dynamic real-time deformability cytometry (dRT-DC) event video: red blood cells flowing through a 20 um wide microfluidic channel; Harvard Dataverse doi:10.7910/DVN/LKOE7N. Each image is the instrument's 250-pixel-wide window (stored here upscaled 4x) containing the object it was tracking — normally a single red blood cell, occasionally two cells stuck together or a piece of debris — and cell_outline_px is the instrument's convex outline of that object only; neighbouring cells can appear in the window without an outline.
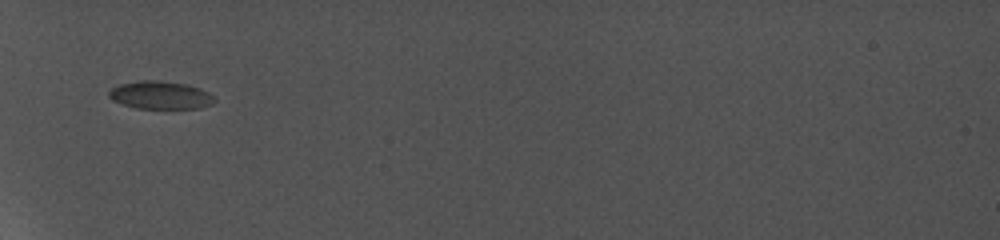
{"species": "common noctule bat (a hibernating species)", "species_latin": "Nyctalus noctula", "temperature_condition": "cold", "stored_images_in_passage": 5, "camera_frame_rate_fps": 5000, "um_per_image_px": 0.085, "animal": {"sex": "female", "body_mass_g": 19.0, "forearm_length_mm": 56.7}, "frame": {"image": 1, "passage_image": 1, "time_ms": 0.0, "image_size_px": [1000, 240], "cell_outline_px": [[212, 100], [208, 104], [196, 108], [140, 108], [124, 104], [108, 96], [108, 92], [112, 88], [120, 84], [140, 80], [156, 80], [184, 84], [208, 92], [212, 96]], "centroid_in_image_um": [13.57, 8.07], "position_along_channel_um": 71.4, "area_um2": 16.42}}
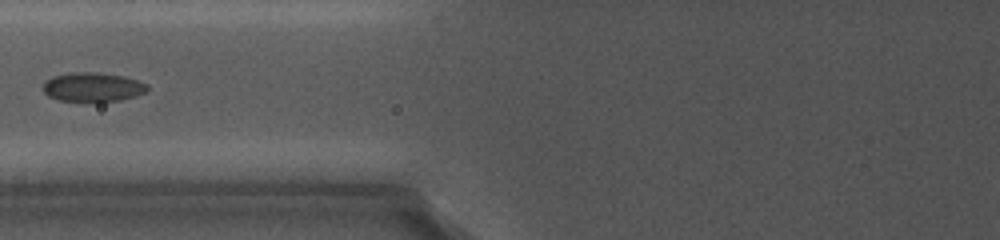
{"frame": {"image": 2, "passage_image": 3, "time_ms": 1.6, "image_size_px": [1000, 240], "cell_outline_px": [[148, 88], [144, 92], [132, 96], [116, 100], [60, 100], [48, 96], [44, 92], [44, 84], [52, 76], [68, 72], [96, 72], [124, 76], [148, 84]], "centroid_in_image_um": [7.85, 7.36], "position_along_channel_um": 117.9, "area_um2": 17.17}}